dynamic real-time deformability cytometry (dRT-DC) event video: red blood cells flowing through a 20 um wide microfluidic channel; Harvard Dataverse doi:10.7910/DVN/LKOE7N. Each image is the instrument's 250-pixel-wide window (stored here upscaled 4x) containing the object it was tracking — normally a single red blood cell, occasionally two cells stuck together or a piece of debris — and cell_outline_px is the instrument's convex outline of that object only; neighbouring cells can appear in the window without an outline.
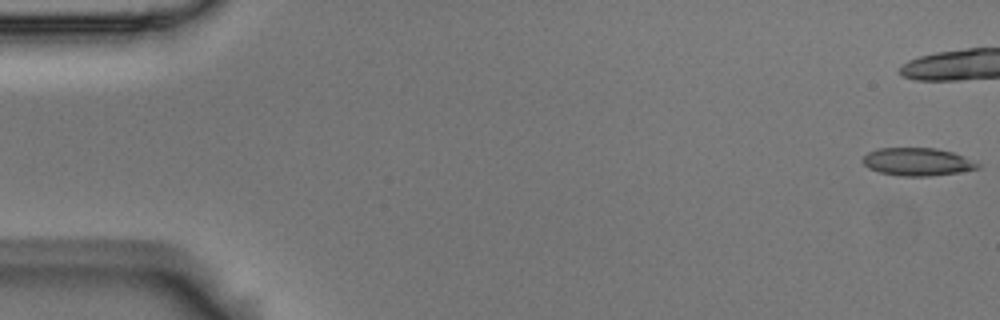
{"species": "Egyptian fruit bat (a non-hibernating species)", "species_latin": "Rousettus aegyptiacus", "temperature_condition": "room temperature", "stored_images_in_passage": 45, "camera_frame_rate_fps": 3000, "um_per_image_px": 0.085, "animal": {"sex": "male"}, "frame": {"image": 1, "passage_image": 1, "time_ms": 0.0, "image_size_px": [1000, 320], "cell_outline_px": [[980, 168], [960, 172], [932, 176], [900, 176], [880, 172], [868, 168], [860, 160], [868, 152], [880, 148], [936, 148], [952, 152], [976, 160], [980, 164]], "centroid_in_image_um": [78.01, 13.75], "position_along_channel_um": 7.0, "area_um2": 18.84}}
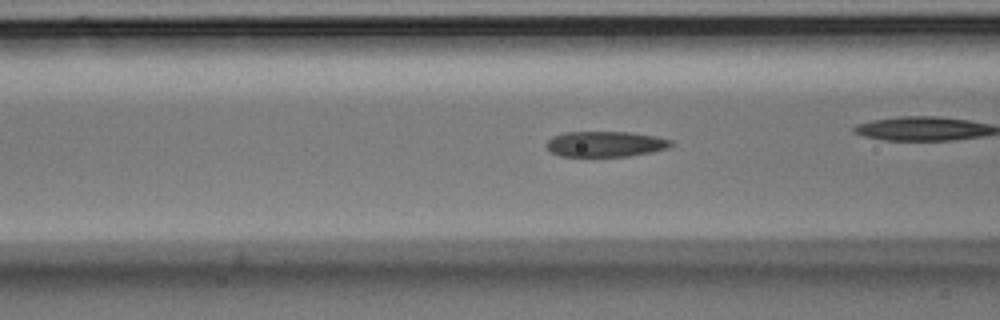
{"frame": {"image": 2, "passage_image": 21, "time_ms": 6.667, "image_size_px": [1000, 320], "cell_outline_px": [[672, 144], [668, 148], [652, 152], [628, 156], [560, 156], [552, 152], [544, 144], [552, 136], [564, 132], [628, 132], [656, 136], [672, 140]], "centroid_in_image_um": [51.45, 12.24], "position_along_channel_um": 115.2, "area_um2": 18.55}}
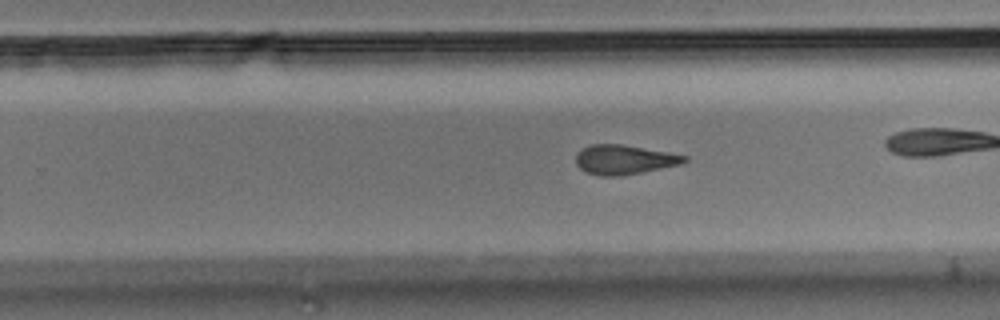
{"frame": {"image": 3, "passage_image": 34, "time_ms": 11.0, "image_size_px": [1000, 320], "cell_outline_px": [[688, 160], [680, 164], [620, 176], [600, 176], [588, 172], [580, 168], [576, 164], [576, 152], [580, 148], [592, 144], [620, 144], [668, 152], [688, 156]], "centroid_in_image_um": [53.02, 13.56], "position_along_channel_um": 276.8, "area_um2": 18.5}}